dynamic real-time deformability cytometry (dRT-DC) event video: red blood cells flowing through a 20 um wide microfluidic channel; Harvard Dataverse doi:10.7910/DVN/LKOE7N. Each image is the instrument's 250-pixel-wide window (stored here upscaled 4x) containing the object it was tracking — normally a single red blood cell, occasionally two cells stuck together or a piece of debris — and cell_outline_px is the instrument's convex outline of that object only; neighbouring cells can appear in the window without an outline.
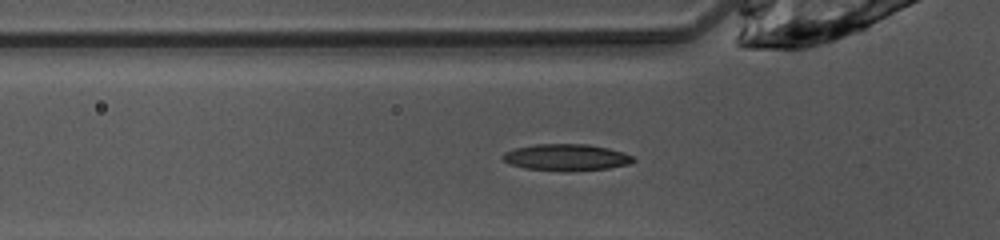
{"species": "common noctule bat (a hibernating species)", "species_latin": "Nyctalus noctula", "temperature_condition": "warm", "stored_images_in_passage": 35, "camera_frame_rate_fps": 3000, "um_per_image_px": 0.085, "animal": {"sex": "female", "body_mass_g": 10.0, "forearm_length_mm": 53.1}, "frame": {"image": 1, "passage_image": 2, "time_ms": 0.333, "image_size_px": [1000, 240], "cell_outline_px": [[636, 160], [628, 164], [608, 168], [524, 168], [508, 164], [500, 156], [504, 152], [516, 148], [536, 144], [588, 144], [608, 148], [624, 152], [632, 156]], "centroid_in_image_um": [48.11, 13.32], "position_along_channel_um": 77.7, "area_um2": 19.19}}
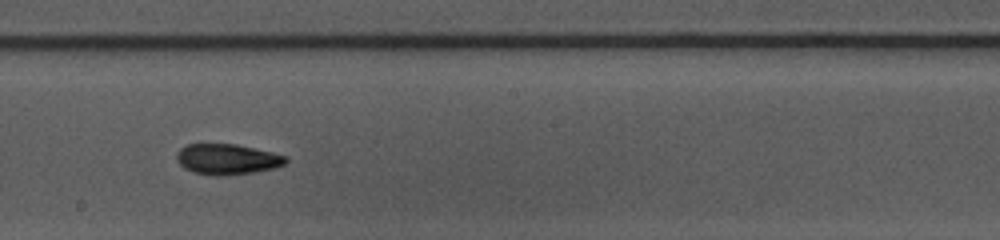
{"frame": {"image": 2, "passage_image": 13, "time_ms": 4.0, "image_size_px": [1000, 240], "cell_outline_px": [[288, 160], [284, 164], [272, 168], [252, 172], [220, 176], [212, 176], [192, 172], [184, 168], [176, 160], [176, 152], [184, 144], [236, 144], [272, 152], [288, 156]], "centroid_in_image_um": [19.26, 13.53], "position_along_channel_um": 228.9, "area_um2": 19.54}}
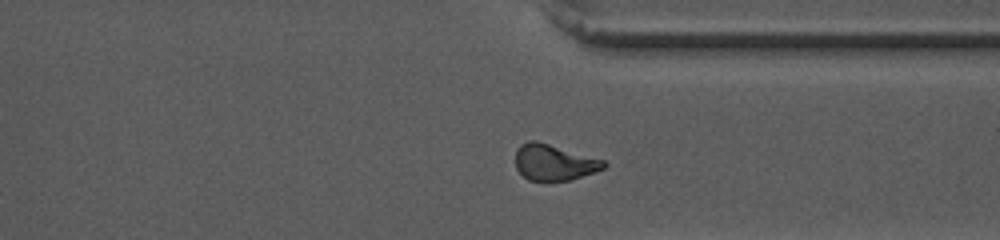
{"frame": {"image": 3, "passage_image": 23, "time_ms": 7.333, "image_size_px": [1000, 240], "cell_outline_px": [[608, 164], [604, 168], [572, 180], [528, 180], [516, 168], [516, 152], [520, 144], [528, 140], [536, 140], [604, 160]], "centroid_in_image_um": [47.09, 13.79], "position_along_channel_um": 364.3, "area_um2": 18.38}}